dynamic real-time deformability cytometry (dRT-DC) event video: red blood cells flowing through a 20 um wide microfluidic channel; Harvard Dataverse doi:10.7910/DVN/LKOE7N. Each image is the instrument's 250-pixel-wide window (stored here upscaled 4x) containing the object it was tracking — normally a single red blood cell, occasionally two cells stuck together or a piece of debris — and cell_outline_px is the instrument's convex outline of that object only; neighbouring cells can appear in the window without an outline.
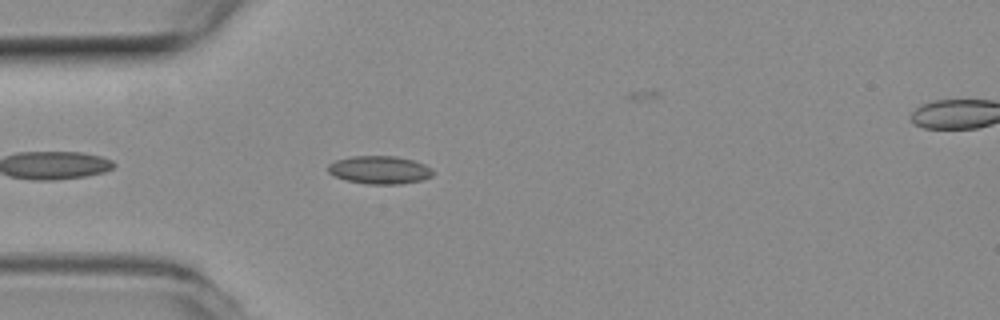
{"species": "common noctule bat (a hibernating species)", "species_latin": "Nyctalus noctula", "temperature_condition": "room temperature", "stored_images_in_passage": 12, "camera_frame_rate_fps": 3000, "um_per_image_px": 0.085, "animal": {"sex": "female", "body_mass_g": 19.3, "forearm_length_mm": 54.1}, "frame": {"image": 1, "passage_image": 4, "time_ms": 1.0, "image_size_px": [1000, 320], "cell_outline_px": [[432, 176], [420, 180], [400, 184], [364, 184], [348, 180], [336, 176], [328, 172], [328, 164], [336, 160], [352, 156], [396, 156], [412, 160], [424, 164], [432, 168]], "centroid_in_image_um": [32.26, 14.44], "position_along_channel_um": 52.7, "area_um2": 16.99}}
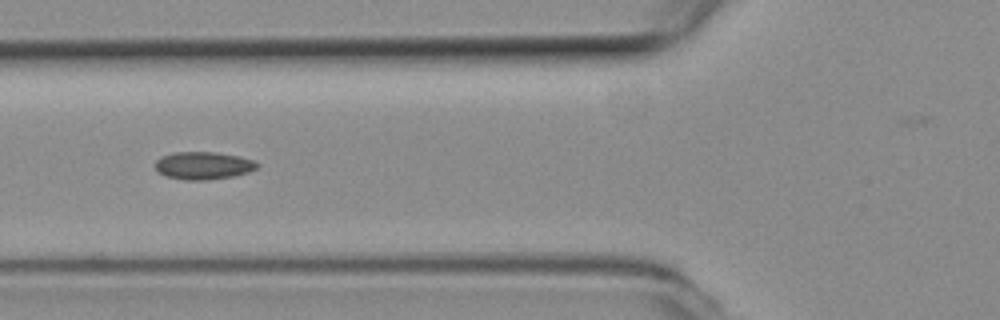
{"frame": {"image": 2, "passage_image": 9, "time_ms": 2.667, "image_size_px": [1000, 320], "cell_outline_px": [[260, 164], [256, 168], [248, 172], [236, 176], [208, 180], [184, 180], [164, 176], [156, 172], [156, 160], [160, 156], [176, 152], [216, 152], [240, 156], [252, 160]], "centroid_in_image_um": [17.26, 14.08], "position_along_channel_um": 108.5, "area_um2": 16.65}}